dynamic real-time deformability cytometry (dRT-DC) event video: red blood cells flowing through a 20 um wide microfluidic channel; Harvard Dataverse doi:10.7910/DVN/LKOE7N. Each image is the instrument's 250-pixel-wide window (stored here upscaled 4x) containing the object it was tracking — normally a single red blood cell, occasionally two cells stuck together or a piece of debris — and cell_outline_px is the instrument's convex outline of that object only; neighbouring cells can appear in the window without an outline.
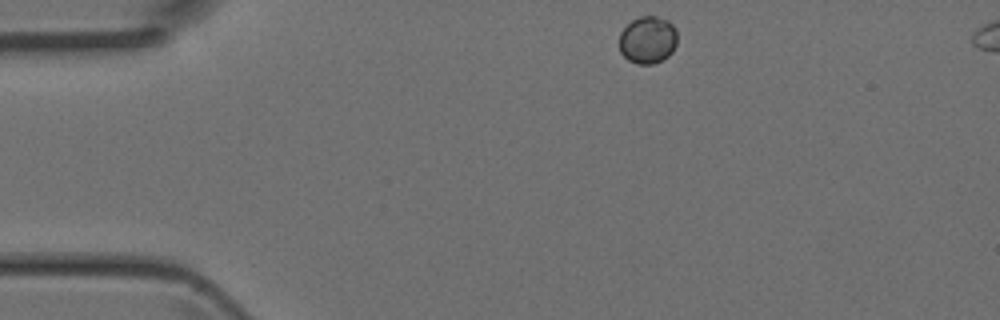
{"species": "Egyptian fruit bat (a non-hibernating species)", "species_latin": "Rousettus aegyptiacus", "temperature_condition": "room temperature", "stored_images_in_passage": 4, "camera_frame_rate_fps": 3000, "um_per_image_px": 0.085, "animal": {"sex": "female"}, "frame": {"image": 1, "passage_image": 1, "time_ms": 0.0, "image_size_px": [1000, 320], "cell_outline_px": [[676, 44], [672, 52], [668, 56], [652, 64], [636, 64], [628, 60], [620, 52], [620, 32], [632, 20], [640, 16], [656, 16], [668, 20], [676, 28]], "centroid_in_image_um": [55.06, 3.39], "position_along_channel_um": 29.9, "area_um2": 16.01}}
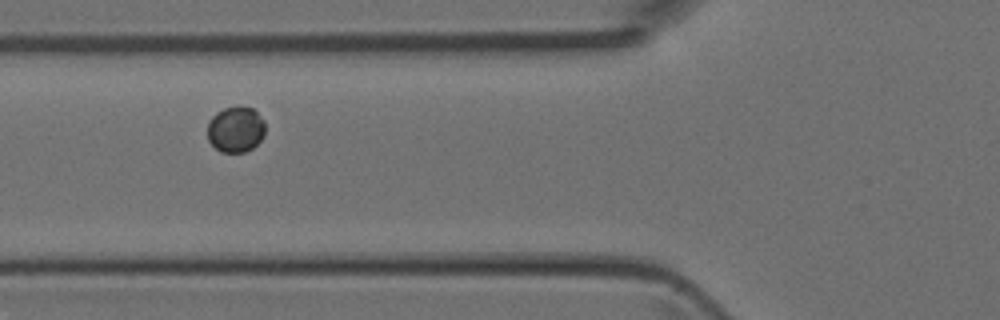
{"frame": {"image": 2, "passage_image": 4, "time_ms": 1.0, "image_size_px": [1000, 320], "cell_outline_px": [[264, 136], [252, 148], [244, 152], [220, 152], [208, 140], [208, 120], [216, 112], [224, 108], [240, 104], [252, 108], [264, 120]], "centroid_in_image_um": [20.02, 10.97], "position_along_channel_um": 105.8, "area_um2": 15.61}}